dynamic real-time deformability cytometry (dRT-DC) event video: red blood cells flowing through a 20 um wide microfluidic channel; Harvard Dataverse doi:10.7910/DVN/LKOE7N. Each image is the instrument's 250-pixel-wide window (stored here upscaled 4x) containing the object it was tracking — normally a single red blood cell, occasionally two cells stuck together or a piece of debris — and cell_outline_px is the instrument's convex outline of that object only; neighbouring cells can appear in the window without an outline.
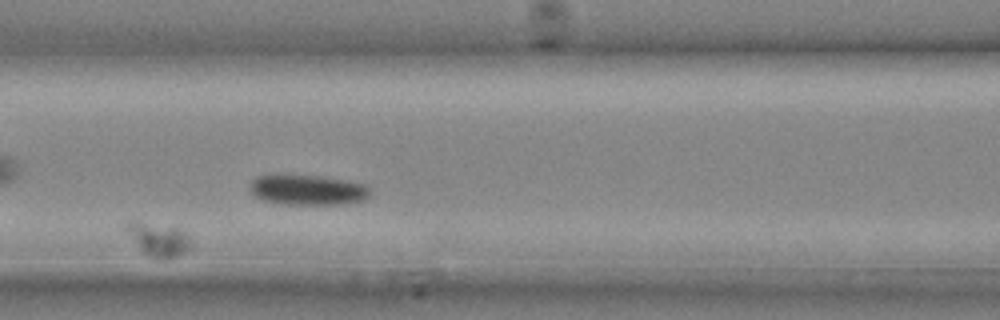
{"species": "common noctule bat (a hibernating species)", "species_latin": "Nyctalus noctula", "temperature_condition": "cold", "stored_images_in_passage": 23, "camera_frame_rate_fps": 3000, "um_per_image_px": 0.085, "animal": {"sex": "male", "body_mass_g": 20.4}, "frame": {"image": 1, "passage_image": 8, "time_ms": 2.333, "image_size_px": [1000, 320], "cell_outline_px": [[192, 244], [184, 252], [172, 260], [156, 260], [144, 252], [140, 248], [124, 224], [128, 220], [140, 220], [176, 228], [184, 232], [188, 236]], "centroid_in_image_um": [13.48, 20.36], "position_along_channel_um": 153.1, "area_um2": 12.54}}
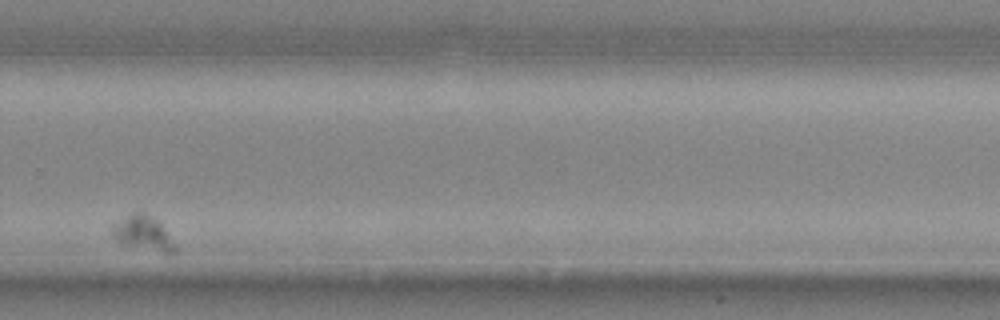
{"frame": {"image": 2, "passage_image": 17, "time_ms": 5.333, "image_size_px": [1000, 320], "cell_outline_px": [[176, 248], [168, 256], [124, 244], [112, 232], [112, 224], [132, 212], [144, 212], [156, 220], [164, 228]], "centroid_in_image_um": [12.19, 19.85], "position_along_channel_um": 317.6, "area_um2": 12.48}}
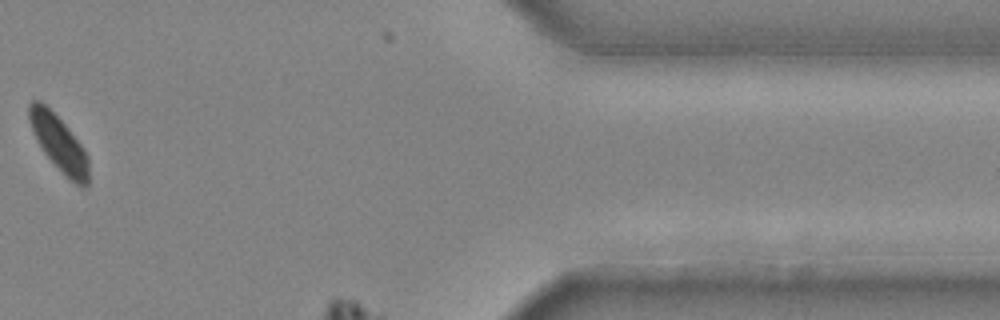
{"frame": {"image": 3, "passage_image": 21, "time_ms": 6.667, "image_size_px": [1000, 320], "cell_outline_px": [[88, 184], [84, 188], [76, 184], [44, 152], [28, 120], [28, 104], [32, 100], [40, 100], [64, 124], [84, 148], [88, 156]], "centroid_in_image_um": [5.01, 12.14], "position_along_channel_um": 406.4, "area_um2": 18.5}}